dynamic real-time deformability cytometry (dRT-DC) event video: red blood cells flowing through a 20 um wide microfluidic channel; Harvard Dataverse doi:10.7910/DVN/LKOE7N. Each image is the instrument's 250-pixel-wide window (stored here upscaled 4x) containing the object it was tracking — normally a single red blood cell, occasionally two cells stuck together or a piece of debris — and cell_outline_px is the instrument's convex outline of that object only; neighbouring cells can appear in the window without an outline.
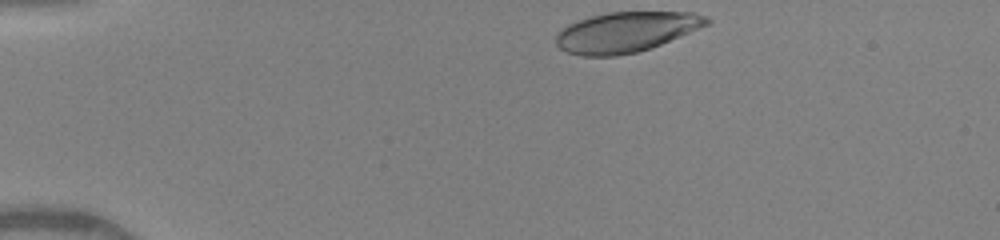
{"species": "human", "species_latin": "Homo sapiens", "temperature_condition": "warm", "stored_images_in_passage": 36, "camera_frame_rate_fps": 3000, "um_per_image_px": 0.085, "donor": {"sex": "female"}, "frame": {"image": 1, "passage_image": 1, "time_ms": 0.0, "image_size_px": [1000, 240], "cell_outline_px": [[712, 20], [708, 24], [680, 36], [660, 44], [636, 52], [616, 56], [580, 56], [568, 52], [560, 48], [556, 44], [556, 32], [568, 24], [592, 16], [608, 12], [692, 12], [708, 16]], "centroid_in_image_um": [53.2, 2.72], "position_along_channel_um": 31.8, "area_um2": 35.14}}
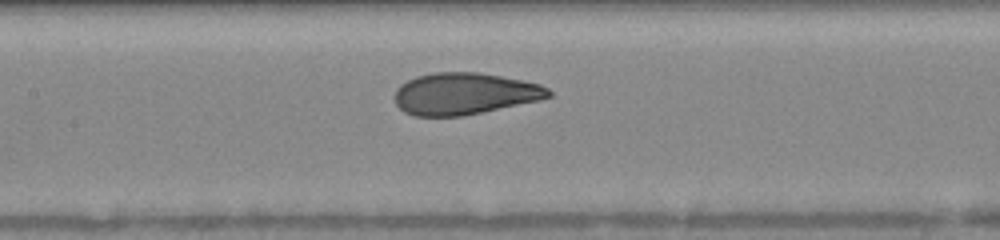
{"frame": {"image": 2, "passage_image": 16, "time_ms": 5.0, "image_size_px": [1000, 240], "cell_outline_px": [[552, 96], [540, 100], [464, 116], [416, 116], [404, 112], [396, 104], [396, 88], [400, 84], [416, 76], [436, 72], [480, 72], [540, 84], [548, 88], [552, 92]], "centroid_in_image_um": [39.49, 7.96], "position_along_channel_um": 167.9, "area_um2": 37.45}}
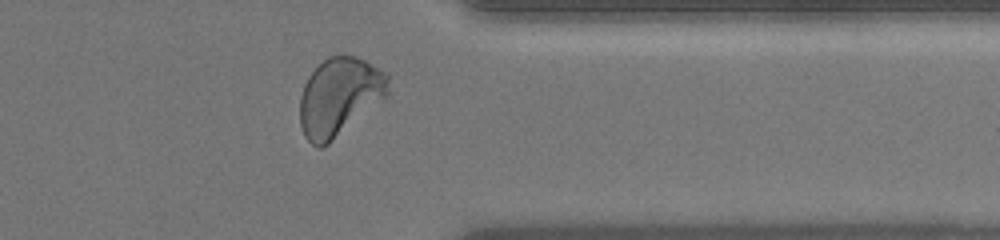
{"frame": {"image": 3, "passage_image": 32, "time_ms": 10.333, "image_size_px": [1000, 240], "cell_outline_px": [[388, 96], [328, 144], [320, 148], [316, 148], [304, 136], [300, 124], [300, 96], [304, 84], [308, 76], [328, 56], [356, 56], [364, 60], [384, 72], [388, 76]], "centroid_in_image_um": [28.83, 8.24], "position_along_channel_um": 382.6, "area_um2": 40.0}, "authors_computed_cell_mechanics": {"area_um2": 38.1191, "velocity_mm_per_s": 4.0942, "shape_relaxation_time_tau1_ms": 3.2825, "shape_relaxation_time_tau2_ms": null, "deformation_change_tau1": 0.1863, "deformation_change_tau2": null}}